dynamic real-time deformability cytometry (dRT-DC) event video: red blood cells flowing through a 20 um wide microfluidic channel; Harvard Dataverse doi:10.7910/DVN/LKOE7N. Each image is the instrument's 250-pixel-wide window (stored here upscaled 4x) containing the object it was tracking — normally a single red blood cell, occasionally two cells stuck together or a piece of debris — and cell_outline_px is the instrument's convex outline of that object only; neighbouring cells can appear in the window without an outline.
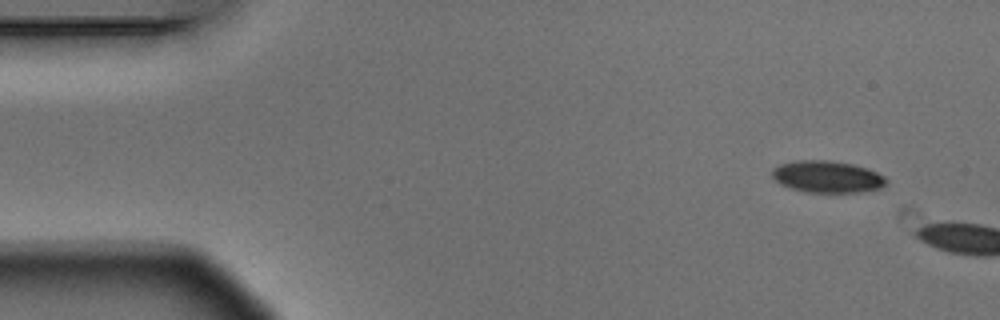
{"species": "Egyptian fruit bat (a non-hibernating species)", "species_latin": "Rousettus aegyptiacus", "temperature_condition": "warm", "stored_images_in_passage": 3, "camera_frame_rate_fps": 3000, "um_per_image_px": 0.085, "animal": {"sex": "male"}, "frame": {"image": 1, "passage_image": 1, "time_ms": 0.0, "image_size_px": [1000, 320], "cell_outline_px": [[888, 184], [880, 188], [860, 192], [804, 192], [780, 184], [772, 176], [772, 168], [780, 164], [796, 160], [828, 160], [852, 164], [868, 168], [884, 176], [888, 180]], "centroid_in_image_um": [70.33, 15.02], "position_along_channel_um": 14.7, "area_um2": 21.27}}